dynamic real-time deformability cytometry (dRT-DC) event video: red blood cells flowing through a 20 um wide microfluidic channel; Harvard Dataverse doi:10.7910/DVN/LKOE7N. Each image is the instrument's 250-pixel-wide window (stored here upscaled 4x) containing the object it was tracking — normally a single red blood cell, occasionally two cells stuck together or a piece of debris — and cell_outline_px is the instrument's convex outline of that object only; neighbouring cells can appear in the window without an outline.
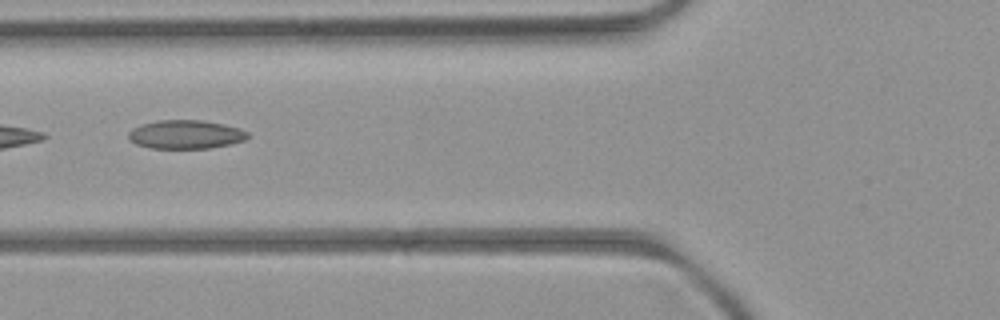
{"species": "common noctule bat (a hibernating species)", "species_latin": "Nyctalus noctula", "temperature_condition": "room temperature", "stored_images_in_passage": 2, "camera_frame_rate_fps": 3000, "um_per_image_px": 0.085, "animal": {"sex": "female", "body_mass_g": 21.9}, "frame": {"image": 1, "passage_image": 2, "time_ms": 1.333, "image_size_px": [1000, 320], "cell_outline_px": [[248, 136], [244, 140], [228, 144], [208, 148], [148, 148], [136, 144], [128, 136], [128, 132], [132, 128], [140, 124], [156, 120], [200, 120], [224, 124], [240, 128], [248, 132]], "centroid_in_image_um": [15.75, 11.42], "position_along_channel_um": 110.1, "area_um2": 19.88}}